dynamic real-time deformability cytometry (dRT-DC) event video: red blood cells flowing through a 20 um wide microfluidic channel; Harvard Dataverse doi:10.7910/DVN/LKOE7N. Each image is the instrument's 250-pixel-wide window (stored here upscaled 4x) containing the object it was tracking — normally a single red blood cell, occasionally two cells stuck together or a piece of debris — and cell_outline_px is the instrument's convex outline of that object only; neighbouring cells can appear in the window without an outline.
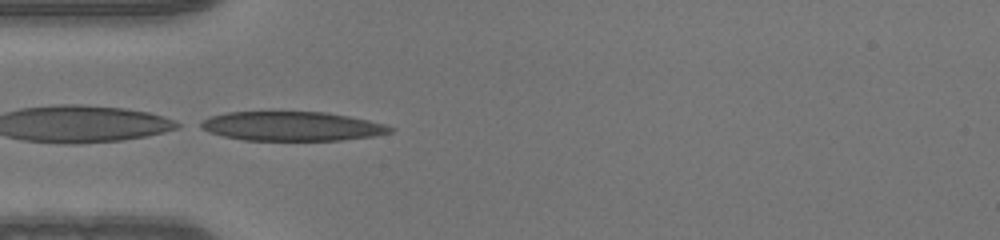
{"species": "human", "species_latin": "Homo sapiens", "temperature_condition": "warm", "stored_images_in_passage": 38, "camera_frame_rate_fps": 3000, "um_per_image_px": 0.085, "donor": {"sex": "male"}, "frame": {"image": 1, "passage_image": 3, "time_ms": 0.667, "image_size_px": [1000, 240], "cell_outline_px": [[396, 128], [392, 132], [372, 136], [340, 140], [244, 140], [224, 136], [208, 132], [192, 124], [208, 116], [228, 112], [328, 112], [368, 120], [384, 124]], "centroid_in_image_um": [24.72, 10.72], "position_along_channel_um": 60.3, "area_um2": 32.54}}
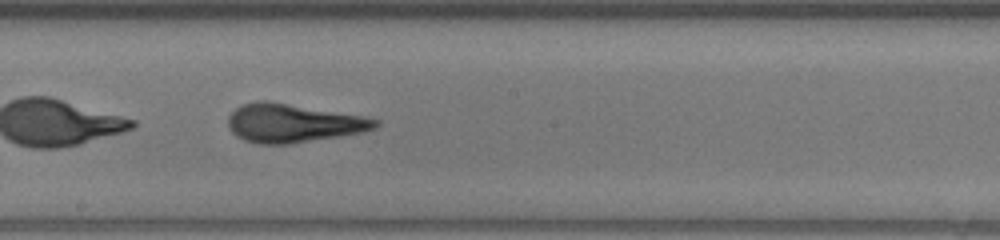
{"frame": {"image": 2, "passage_image": 15, "time_ms": 4.667, "image_size_px": [1000, 240], "cell_outline_px": [[380, 124], [376, 128], [364, 132], [340, 136], [288, 144], [260, 144], [244, 140], [236, 136], [228, 128], [228, 116], [236, 108], [244, 104], [260, 100], [264, 100], [364, 116], [380, 120]], "centroid_in_image_um": [24.92, 10.47], "position_along_channel_um": 223.3, "area_um2": 32.95}}
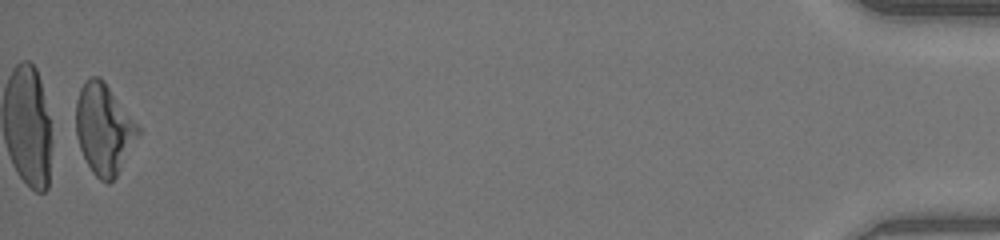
{"frame": {"image": 3, "passage_image": 37, "time_ms": 12.0, "image_size_px": [1000, 240], "cell_outline_px": [[140, 132], [116, 176], [108, 184], [100, 180], [92, 172], [80, 148], [76, 136], [76, 100], [80, 88], [84, 80], [92, 76], [100, 76], [104, 80], [140, 128]], "centroid_in_image_um": [8.8, 10.93], "position_along_channel_um": 426.4, "area_um2": 32.43}}